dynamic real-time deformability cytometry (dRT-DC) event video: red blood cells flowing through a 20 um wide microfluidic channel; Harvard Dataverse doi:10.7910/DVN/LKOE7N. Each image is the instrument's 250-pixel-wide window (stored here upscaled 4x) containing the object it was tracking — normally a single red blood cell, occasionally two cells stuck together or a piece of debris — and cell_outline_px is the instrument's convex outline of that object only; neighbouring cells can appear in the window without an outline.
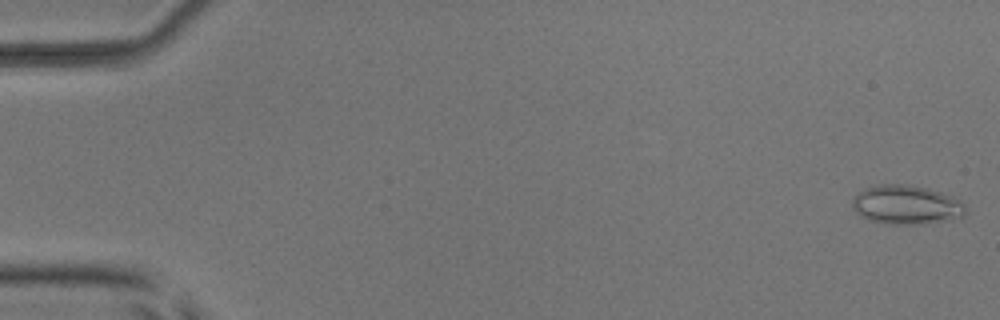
{"species": "common noctule bat (a hibernating species)", "species_latin": "Nyctalus noctula", "temperature_condition": "room temperature", "stored_images_in_passage": 5, "camera_frame_rate_fps": 3000, "um_per_image_px": 0.085, "animal": {"sex": "male", "body_mass_g": 17.9, "forearm_length_mm": 54.2}, "frame": {"image": 1, "passage_image": 1, "time_ms": 0.0, "image_size_px": [1000, 320], "cell_outline_px": [[968, 212], [960, 220], [920, 224], [892, 224], [868, 220], [860, 216], [852, 208], [852, 200], [864, 188], [880, 184], [904, 184], [928, 188], [952, 196], [960, 200], [964, 204]], "centroid_in_image_um": [77.1, 17.43], "position_along_channel_um": 7.9, "area_um2": 26.24}}